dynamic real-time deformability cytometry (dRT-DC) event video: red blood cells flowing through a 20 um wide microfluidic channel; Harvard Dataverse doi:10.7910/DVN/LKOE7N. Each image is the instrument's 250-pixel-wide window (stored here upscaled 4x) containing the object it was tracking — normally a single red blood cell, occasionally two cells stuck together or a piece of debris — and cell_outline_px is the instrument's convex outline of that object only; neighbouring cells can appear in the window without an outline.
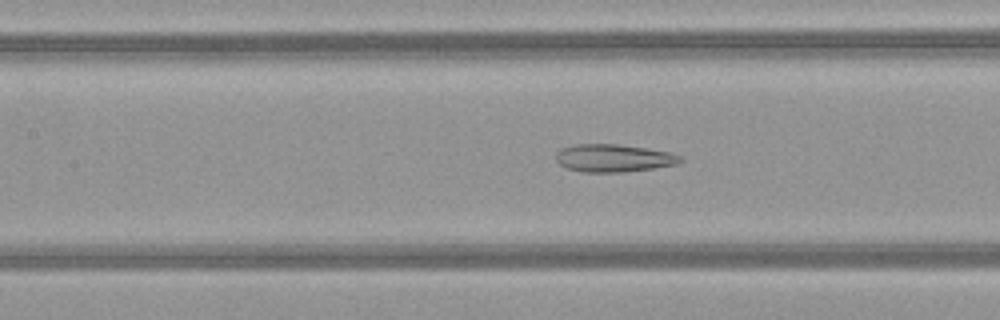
{"species": "common noctule bat (a hibernating species)", "species_latin": "Nyctalus noctula", "temperature_condition": "warm", "stored_images_in_passage": 49, "camera_frame_rate_fps": 3000, "um_per_image_px": 0.085, "animal": {"sex": "female", "body_mass_g": 21.9}, "frame": {"image": 1, "passage_image": 22, "time_ms": 7.0, "image_size_px": [1000, 320], "cell_outline_px": [[684, 160], [676, 164], [652, 168], [624, 172], [580, 172], [568, 168], [560, 164], [556, 160], [556, 152], [560, 148], [576, 144], [616, 144], [648, 148], [672, 152], [680, 156]], "centroid_in_image_um": [52.15, 13.43], "position_along_channel_um": 155.3, "area_um2": 20.17}}
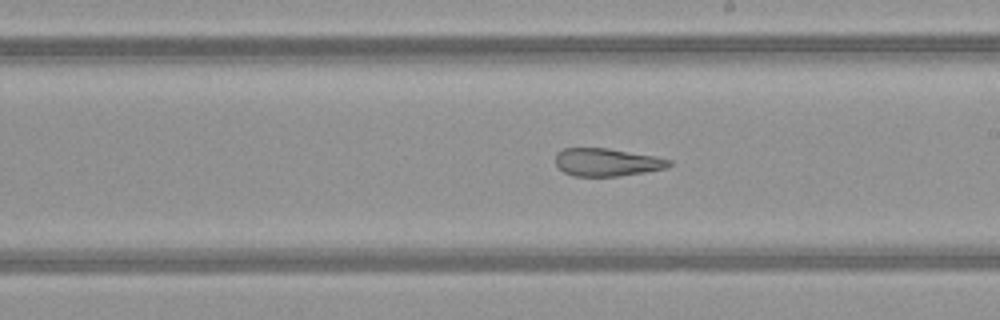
{"frame": {"image": 2, "passage_image": 28, "time_ms": 9.0, "image_size_px": [1000, 320], "cell_outline_px": [[672, 164], [668, 168], [620, 176], [572, 176], [564, 172], [556, 164], [556, 152], [564, 148], [608, 148], [656, 156], [672, 160]], "centroid_in_image_um": [51.61, 13.79], "position_along_channel_um": 237.4, "area_um2": 18.55}}
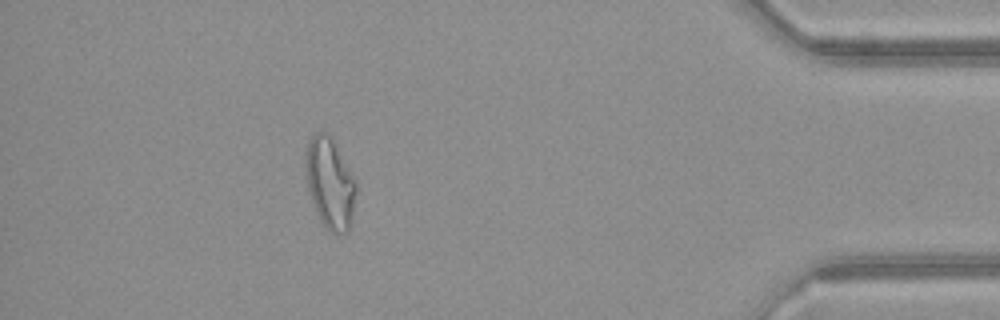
{"frame": {"image": 3, "passage_image": 44, "time_ms": 14.333, "image_size_px": [1000, 320], "cell_outline_px": [[356, 192], [352, 228], [348, 232], [336, 236], [328, 232], [324, 228], [316, 212], [308, 188], [304, 164], [308, 140], [316, 132], [328, 132], [352, 176], [356, 184]], "centroid_in_image_um": [28.04, 15.67], "position_along_channel_um": 407.2, "area_um2": 26.93}, "authors_computed_cell_mechanics": {"area_um2": 24.854, "velocity_mm_per_s": 4.1225, "shape_relaxation_time_tau1_ms": null, "shape_relaxation_time_tau2_ms": 1.4809, "deformation_change_tau1": null, "deformation_change_tau2": 0.1103}}